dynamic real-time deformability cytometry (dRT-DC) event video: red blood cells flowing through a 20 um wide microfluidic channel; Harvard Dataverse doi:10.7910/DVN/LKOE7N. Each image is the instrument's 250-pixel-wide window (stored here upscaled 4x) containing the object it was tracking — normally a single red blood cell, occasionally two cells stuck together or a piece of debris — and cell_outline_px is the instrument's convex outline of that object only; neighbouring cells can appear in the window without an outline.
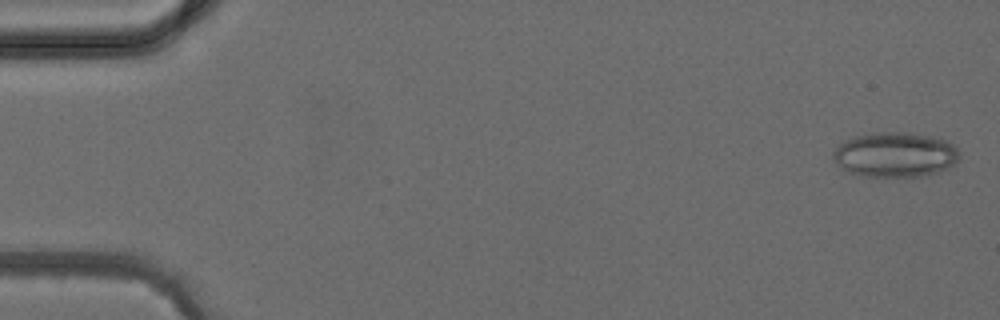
{"species": "common noctule bat (a hibernating species)", "species_latin": "Nyctalus noctula", "temperature_condition": "cold", "stored_images_in_passage": 4, "camera_frame_rate_fps": 3000, "um_per_image_px": 0.085, "animal": {"sex": "female", "body_mass_g": 24.6, "forearm_length_mm": 56.2}, "frame": {"image": 1, "passage_image": 1, "time_ms": 0.0, "image_size_px": [1000, 320], "cell_outline_px": [[960, 156], [948, 168], [924, 176], [864, 176], [848, 172], [832, 160], [832, 152], [848, 136], [872, 132], [908, 132], [936, 136], [952, 144], [960, 152]], "centroid_in_image_um": [76.04, 13.12], "position_along_channel_um": 9.0, "area_um2": 33.41}}